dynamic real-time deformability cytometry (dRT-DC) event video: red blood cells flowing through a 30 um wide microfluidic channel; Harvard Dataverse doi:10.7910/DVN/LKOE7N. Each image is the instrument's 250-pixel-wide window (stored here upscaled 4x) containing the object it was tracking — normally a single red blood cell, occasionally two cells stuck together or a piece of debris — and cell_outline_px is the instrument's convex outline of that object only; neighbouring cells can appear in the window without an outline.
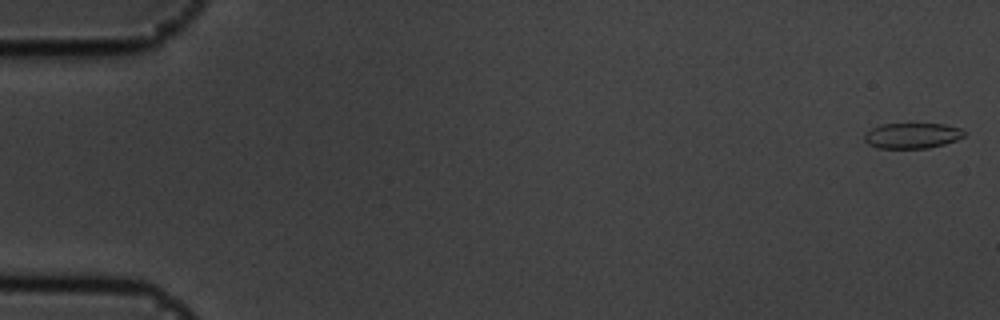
{"species": "common noctule bat (a hibernating species)", "species_latin": "Nyctalus noctula", "temperature_condition": "cold", "stored_images_in_passage": 54, "camera_frame_rate_fps": 3000, "um_per_image_px": 0.085, "animal": {"sex": "male", "body_mass_g": 19.5, "forearm_length_mm": 54.6}, "frame": {"image": 1, "passage_image": 1, "time_ms": 0.0, "image_size_px": [1000, 320], "cell_outline_px": [[968, 132], [964, 136], [956, 140], [944, 144], [928, 148], [880, 148], [868, 144], [864, 140], [864, 136], [872, 128], [880, 124], [944, 124], [960, 128]], "centroid_in_image_um": [77.57, 11.52], "position_along_channel_um": 7.4, "area_um2": 14.8}}
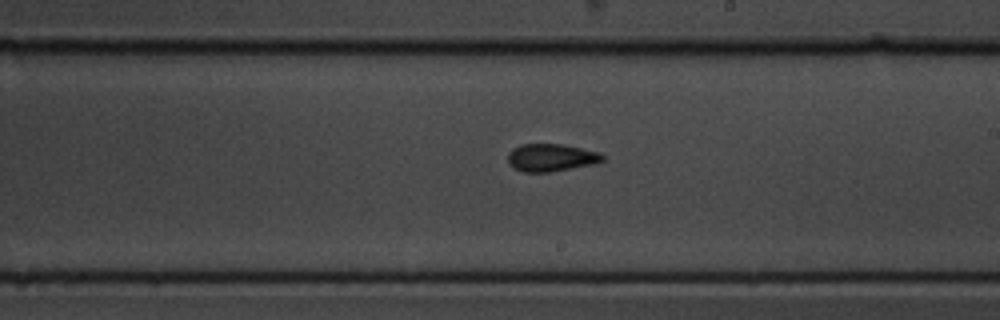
{"frame": {"image": 2, "passage_image": 33, "time_ms": 10.667, "image_size_px": [1000, 320], "cell_outline_px": [[604, 160], [592, 164], [552, 172], [524, 172], [512, 168], [508, 164], [508, 152], [512, 148], [520, 144], [560, 144], [580, 148], [596, 152], [604, 156]], "centroid_in_image_um": [46.76, 13.4], "position_along_channel_um": 242.2, "area_um2": 15.2}}
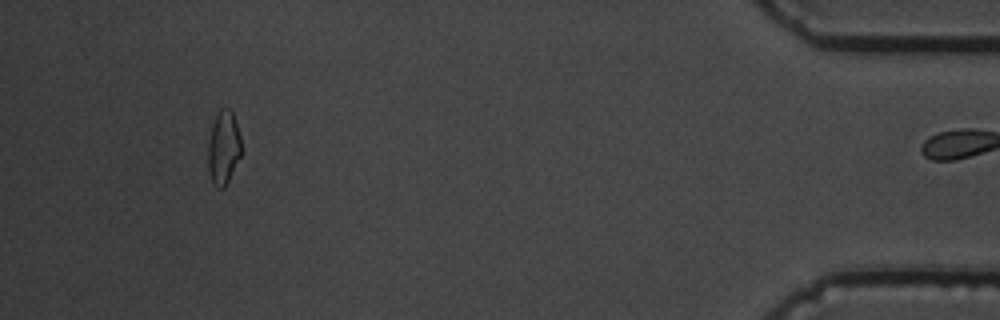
{"frame": {"image": 3, "passage_image": 53, "time_ms": 17.333, "image_size_px": [1000, 320], "cell_outline_px": [[240, 156], [224, 188], [216, 188], [212, 184], [208, 168], [208, 144], [212, 124], [216, 112], [220, 108], [228, 108], [232, 112], [240, 136]], "centroid_in_image_um": [18.97, 12.55], "position_along_channel_um": 416.2, "area_um2": 14.16}}